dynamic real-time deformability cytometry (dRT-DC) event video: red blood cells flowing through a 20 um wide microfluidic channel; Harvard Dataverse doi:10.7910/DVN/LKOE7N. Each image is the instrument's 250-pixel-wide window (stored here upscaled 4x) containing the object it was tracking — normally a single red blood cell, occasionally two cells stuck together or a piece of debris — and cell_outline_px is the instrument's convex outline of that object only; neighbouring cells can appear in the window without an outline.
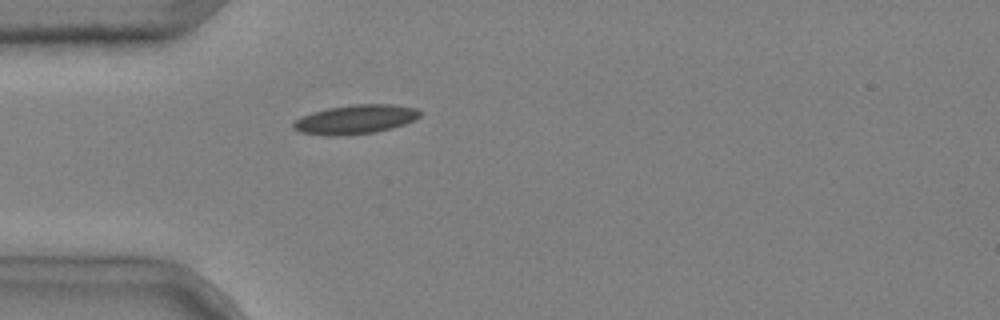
{"species": "common noctule bat (a hibernating species)", "species_latin": "Nyctalus noctula", "temperature_condition": "cold", "stored_images_in_passage": 4, "camera_frame_rate_fps": 3000, "um_per_image_px": 0.085, "animal": {"sex": "male", "body_mass_g": 20.4}, "frame": {"image": 1, "passage_image": 4, "time_ms": 1.0, "image_size_px": [1000, 320], "cell_outline_px": [[424, 112], [416, 120], [392, 128], [376, 132], [332, 136], [328, 136], [300, 132], [292, 128], [292, 124], [300, 116], [312, 112], [328, 108], [352, 104], [396, 104], [416, 108]], "centroid_in_image_um": [30.24, 10.14], "position_along_channel_um": 54.8, "area_um2": 21.73}}